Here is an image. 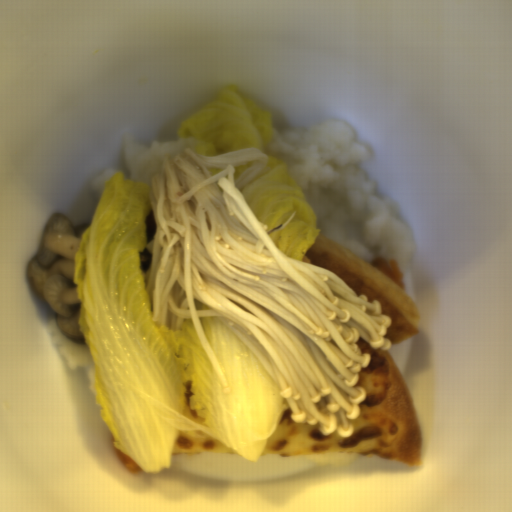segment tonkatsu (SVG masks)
<instances>
[{
    "label": "tonkatsu",
    "mask_w": 512,
    "mask_h": 512,
    "mask_svg": "<svg viewBox=\"0 0 512 512\" xmlns=\"http://www.w3.org/2000/svg\"><path fill=\"white\" fill-rule=\"evenodd\" d=\"M370 266L405 291L406 284L401 269L394 258L387 264L385 258L380 256L374 259Z\"/></svg>",
    "instance_id": "obj_1"
}]
</instances>
